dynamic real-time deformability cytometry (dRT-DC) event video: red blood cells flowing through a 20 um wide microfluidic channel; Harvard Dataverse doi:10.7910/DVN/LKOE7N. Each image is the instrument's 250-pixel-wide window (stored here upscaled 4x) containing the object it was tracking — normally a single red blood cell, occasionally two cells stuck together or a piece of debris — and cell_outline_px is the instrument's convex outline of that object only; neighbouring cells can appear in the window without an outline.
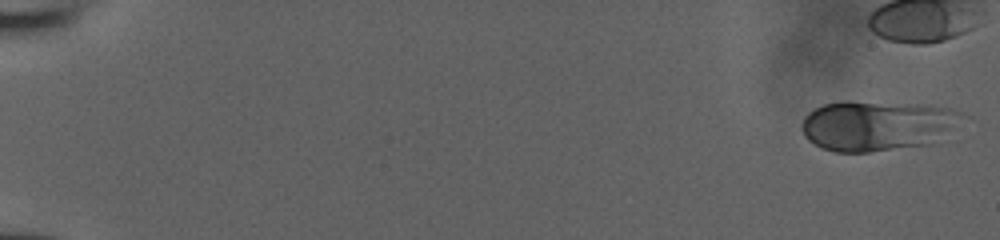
{"species": "human", "species_latin": "Homo sapiens", "temperature_condition": "room temperature", "stored_images_in_passage": 42, "camera_frame_rate_fps": 3000, "um_per_image_px": 0.085, "donor": {"sex": "male"}, "frame": {"image": 1, "passage_image": 1, "time_ms": 0.0, "image_size_px": [1000, 240], "cell_outline_px": [[972, 116], [932, 144], [868, 152], [836, 152], [820, 148], [808, 140], [804, 136], [800, 128], [800, 124], [804, 116], [808, 112], [824, 104], [848, 100], [928, 104], [952, 108], [964, 112]], "centroid_in_image_um": [74.63, 10.65], "position_along_channel_um": 10.4, "area_um2": 48.38}}
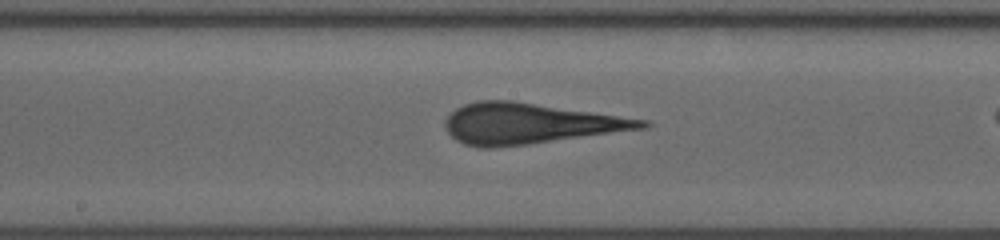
{"frame": {"image": 2, "passage_image": 29, "time_ms": 9.333, "image_size_px": [1000, 240], "cell_outline_px": [[652, 124], [648, 128], [528, 144], [488, 148], [480, 148], [464, 144], [456, 140], [444, 128], [444, 120], [456, 108], [464, 104], [476, 100], [512, 100], [648, 120]], "centroid_in_image_um": [44.99, 10.5], "position_along_channel_um": 203.2, "area_um2": 46.53}}
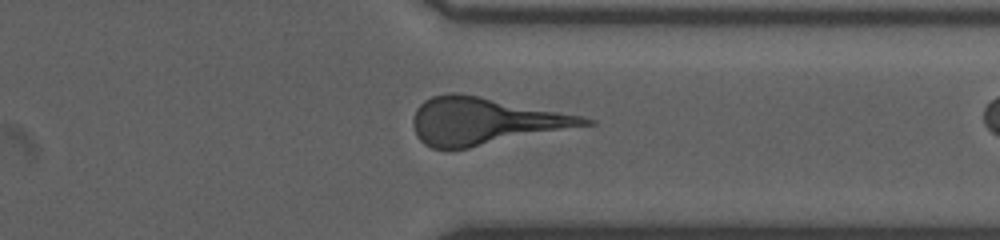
{"frame": {"image": 3, "passage_image": 41, "time_ms": 13.333, "image_size_px": [1000, 240], "cell_outline_px": [[596, 124], [468, 148], [432, 148], [424, 144], [416, 136], [412, 124], [412, 120], [416, 108], [424, 100], [432, 96], [448, 92], [456, 92], [480, 96], [584, 116], [596, 120]], "centroid_in_image_um": [41.22, 10.28], "position_along_channel_um": 370.2, "area_um2": 47.22}}